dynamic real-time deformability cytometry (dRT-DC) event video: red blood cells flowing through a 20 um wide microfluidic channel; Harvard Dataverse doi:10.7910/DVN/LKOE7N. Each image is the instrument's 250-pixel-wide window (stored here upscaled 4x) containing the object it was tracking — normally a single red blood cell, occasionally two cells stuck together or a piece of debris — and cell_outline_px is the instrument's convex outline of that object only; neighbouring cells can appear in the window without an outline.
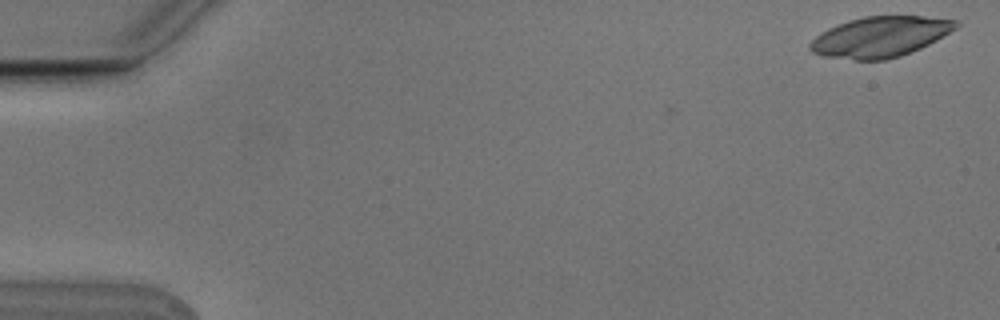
{"species": "Egyptian fruit bat (a non-hibernating species)", "species_latin": "Rousettus aegyptiacus", "temperature_condition": "cold", "stored_images_in_passage": 2, "camera_frame_rate_fps": 3000, "um_per_image_px": 0.085, "animal": {"sex": "male"}, "frame": {"image": 1, "passage_image": 2, "time_ms": 0.333, "image_size_px": [1000, 320], "cell_outline_px": [[960, 24], [956, 28], [936, 40], [920, 48], [900, 56], [884, 60], [856, 60], [828, 56], [812, 52], [808, 48], [808, 44], [820, 32], [836, 24], [848, 20], [864, 16], [920, 16], [956, 20]], "centroid_in_image_um": [74.79, 3.12], "position_along_channel_um": 10.2, "area_um2": 34.22}}